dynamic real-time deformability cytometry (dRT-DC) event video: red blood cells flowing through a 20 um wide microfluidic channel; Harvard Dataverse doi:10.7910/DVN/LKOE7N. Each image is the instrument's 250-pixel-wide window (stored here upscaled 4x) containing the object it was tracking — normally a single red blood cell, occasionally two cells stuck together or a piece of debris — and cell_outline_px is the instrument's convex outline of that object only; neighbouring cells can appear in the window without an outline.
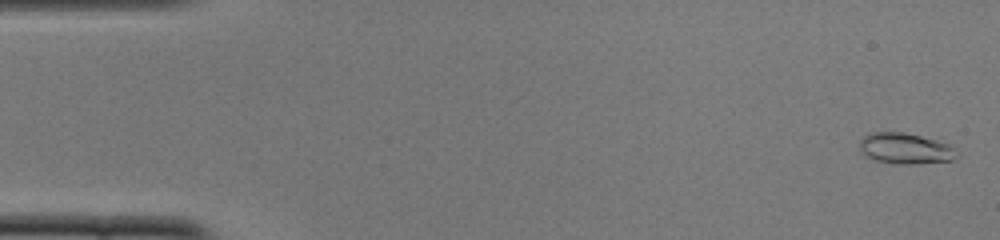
{"species": "common noctule bat (a hibernating species)", "species_latin": "Nyctalus noctula", "temperature_condition": "cold", "stored_images_in_passage": 52, "camera_frame_rate_fps": 3000, "um_per_image_px": 0.085, "animal": {"sex": "female", "body_mass_g": 22.0, "forearm_length_mm": 56.7}, "frame": {"image": 1, "passage_image": 2, "time_ms": 0.333, "image_size_px": [1000, 240], "cell_outline_px": [[956, 156], [952, 160], [912, 164], [892, 164], [876, 160], [864, 156], [860, 152], [860, 140], [864, 136], [872, 132], [904, 132], [936, 140], [948, 144], [952, 148]], "centroid_in_image_um": [76.87, 12.62], "position_along_channel_um": 8.1, "area_um2": 17.34}}
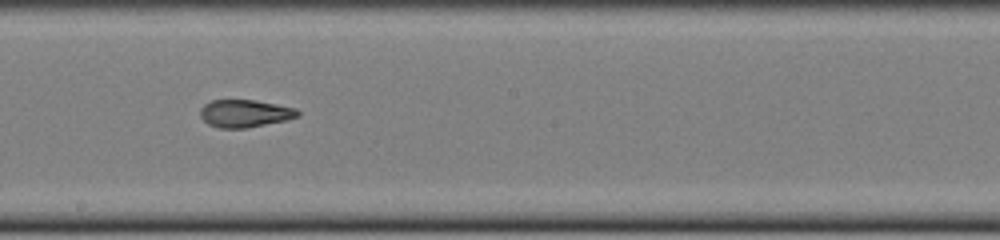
{"frame": {"image": 2, "passage_image": 29, "time_ms": 9.333, "image_size_px": [1000, 240], "cell_outline_px": [[300, 116], [288, 120], [248, 128], [220, 128], [208, 124], [200, 116], [200, 108], [204, 104], [212, 100], [256, 100], [296, 108], [300, 112]], "centroid_in_image_um": [20.84, 9.64], "position_along_channel_um": 227.4, "area_um2": 15.84}}
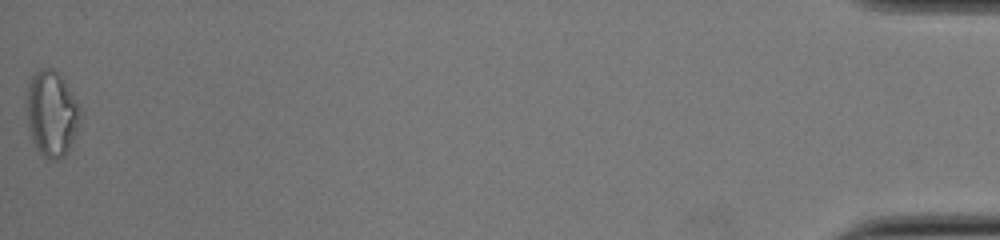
{"frame": {"image": 3, "passage_image": 52, "time_ms": 17.0, "image_size_px": [1000, 240], "cell_outline_px": [[84, 116], [64, 156], [56, 160], [48, 160], [36, 148], [32, 140], [28, 124], [28, 84], [32, 76], [36, 72], [44, 68], [52, 68], [64, 80], [76, 100]], "centroid_in_image_um": [4.42, 9.67], "position_along_channel_um": 430.8, "area_um2": 26.47}, "authors_computed_cell_mechanics": {"area_um2": 16.1262, "velocity_mm_per_s": 3.9249, "shape_relaxation_time_tau1_ms": null, "shape_relaxation_time_tau2_ms": 2.7651, "deformation_change_tau1": null, "deformation_change_tau2": 0.0732}}